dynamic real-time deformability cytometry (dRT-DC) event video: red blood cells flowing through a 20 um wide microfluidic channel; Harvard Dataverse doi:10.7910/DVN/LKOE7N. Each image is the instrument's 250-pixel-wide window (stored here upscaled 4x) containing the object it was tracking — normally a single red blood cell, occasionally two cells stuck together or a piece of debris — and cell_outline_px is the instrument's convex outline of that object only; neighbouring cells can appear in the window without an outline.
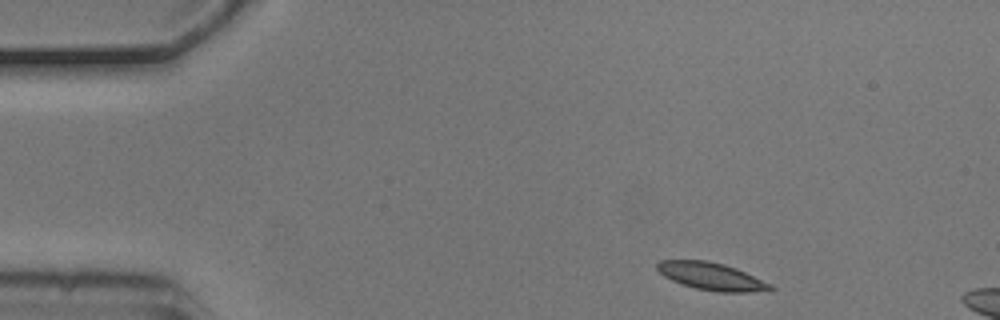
{"species": "common noctule bat (a hibernating species)", "species_latin": "Nyctalus noctula", "temperature_condition": "cold", "stored_images_in_passage": 5, "segment_of_instrument_passage": [2, 2], "camera_frame_rate_fps": 3000, "um_per_image_px": 0.085, "animal": {"sex": "male", "body_mass_g": 20.5, "forearm_length_mm": 52.5}, "frame": {"image": 1, "passage_image": 5, "time_ms": 1.333, "image_size_px": [1000, 320], "cell_outline_px": [[776, 288], [772, 292], [720, 292], [696, 288], [672, 280], [664, 276], [656, 268], [656, 264], [660, 260], [708, 260], [724, 264], [736, 268], [772, 284]], "centroid_in_image_um": [60.55, 23.5], "position_along_channel_um": 24.5, "area_um2": 18.26}}